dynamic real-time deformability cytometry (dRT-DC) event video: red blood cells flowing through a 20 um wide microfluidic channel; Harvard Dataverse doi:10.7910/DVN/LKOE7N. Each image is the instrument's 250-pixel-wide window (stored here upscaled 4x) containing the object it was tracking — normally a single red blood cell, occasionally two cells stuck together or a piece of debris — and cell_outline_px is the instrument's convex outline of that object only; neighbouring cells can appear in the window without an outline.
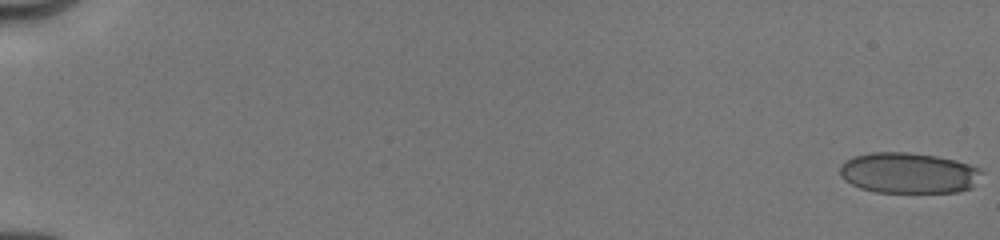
{"species": "human", "species_latin": "Homo sapiens", "temperature_condition": "cold", "stored_images_in_passage": 28, "camera_frame_rate_fps": 3000, "um_per_image_px": 0.085, "donor": {"sex": "male"}, "frame": {"image": 1, "passage_image": 1, "time_ms": 0.0, "image_size_px": [1000, 240], "cell_outline_px": [[984, 172], [972, 188], [960, 192], [876, 192], [860, 188], [844, 180], [840, 176], [840, 164], [844, 160], [856, 156], [872, 152], [908, 152], [936, 156], [956, 160], [980, 168]], "centroid_in_image_um": [77.24, 14.7], "position_along_channel_um": 7.8, "area_um2": 33.93}}
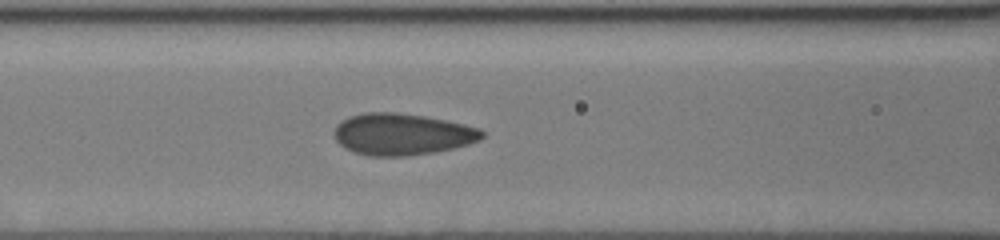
{"frame": {"image": 2, "passage_image": 13, "time_ms": 8.0, "image_size_px": [1000, 240], "cell_outline_px": [[484, 136], [480, 140], [468, 144], [436, 152], [408, 156], [368, 156], [344, 148], [332, 136], [332, 132], [336, 124], [340, 120], [348, 116], [364, 112], [396, 112], [424, 116], [464, 124], [480, 128], [484, 132]], "centroid_in_image_um": [34.13, 11.4], "position_along_channel_um": 132.5, "area_um2": 36.24}}
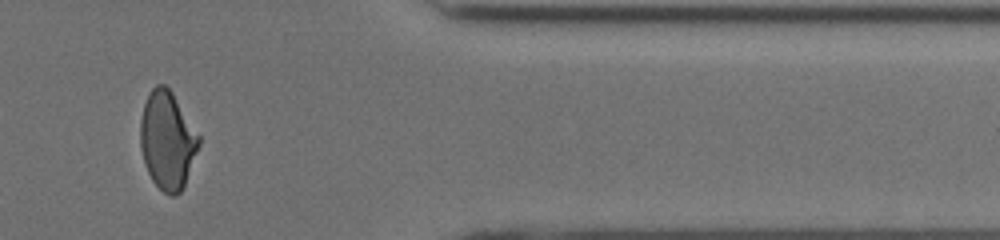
{"frame": {"image": 3, "passage_image": 24, "time_ms": 15.0, "image_size_px": [1000, 240], "cell_outline_px": [[200, 144], [184, 188], [176, 196], [168, 196], [152, 180], [144, 164], [140, 148], [140, 120], [144, 104], [148, 92], [156, 84], [164, 84], [172, 92], [200, 136]], "centroid_in_image_um": [14.22, 11.94], "position_along_channel_um": 397.2, "area_um2": 33.64}, "authors_computed_cell_mechanics": {"area_um2": 34.8534, "velocity_mm_per_s": 4.0462, "shape_relaxation_time_tau1_ms": 9.1747, "shape_relaxation_time_tau2_ms": 1.024, "deformation_change_tau1": 0.1637, "deformation_change_tau2": 0.0498}}